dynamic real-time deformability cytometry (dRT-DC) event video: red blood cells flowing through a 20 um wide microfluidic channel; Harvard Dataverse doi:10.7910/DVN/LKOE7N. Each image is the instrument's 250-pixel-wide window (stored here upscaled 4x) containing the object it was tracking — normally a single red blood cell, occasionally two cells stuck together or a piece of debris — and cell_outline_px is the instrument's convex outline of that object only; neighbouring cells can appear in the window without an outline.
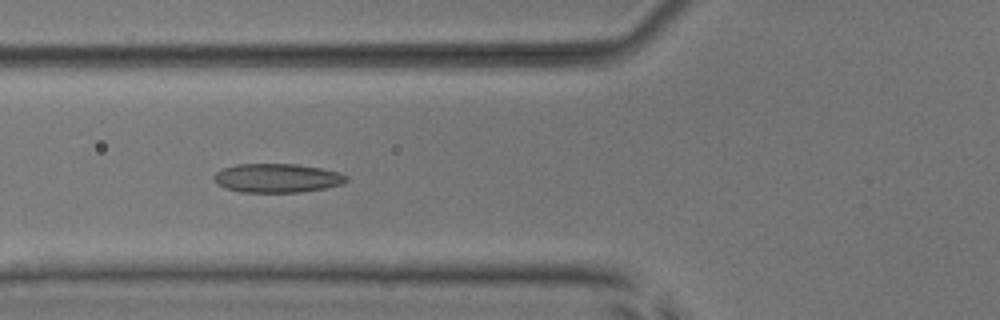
{"species": "common noctule bat (a hibernating species)", "species_latin": "Nyctalus noctula", "temperature_condition": "room temperature", "stored_images_in_passage": 41, "camera_frame_rate_fps": 3000, "um_per_image_px": 0.085, "animal": {"sex": "male", "body_mass_g": 17.9, "forearm_length_mm": 54.2}, "frame": {"image": 1, "passage_image": 11, "time_ms": 3.333, "image_size_px": [1000, 320], "cell_outline_px": [[348, 180], [340, 184], [324, 188], [300, 192], [240, 192], [224, 188], [216, 184], [212, 176], [216, 172], [224, 168], [236, 164], [296, 164], [320, 168], [340, 172], [348, 176]], "centroid_in_image_um": [23.52, 15.13], "position_along_channel_um": 102.3, "area_um2": 22.37}}
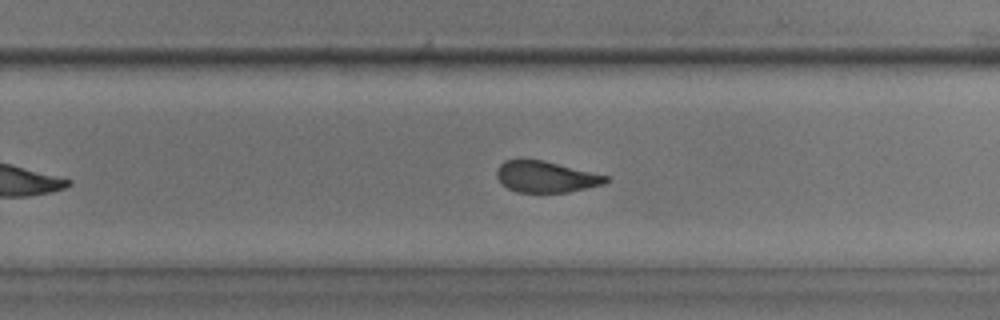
{"frame": {"image": 2, "passage_image": 25, "time_ms": 8.0, "image_size_px": [1000, 320], "cell_outline_px": [[608, 180], [604, 184], [568, 192], [516, 192], [508, 188], [496, 176], [496, 172], [500, 164], [504, 160], [520, 156], [544, 160], [608, 176]], "centroid_in_image_um": [46.34, 14.98], "position_along_channel_um": 283.5, "area_um2": 20.17}}
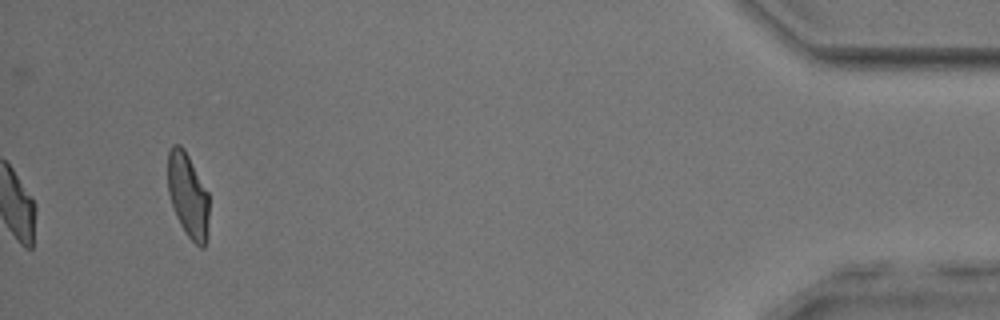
{"frame": {"image": 3, "passage_image": 41, "time_ms": 13.333, "image_size_px": [1000, 320], "cell_outline_px": [[208, 240], [204, 248], [200, 248], [184, 232], [176, 216], [168, 192], [168, 152], [172, 144], [180, 144], [184, 148], [208, 192]], "centroid_in_image_um": [15.98, 16.63], "position_along_channel_um": 419.2, "area_um2": 20.4}, "authors_computed_cell_mechanics": {"area_um2": 21.0392, "velocity_mm_per_s": 3.8925, "shape_relaxation_time_tau1_ms": 10.4699, "shape_relaxation_time_tau2_ms": 1.7215, "deformation_change_tau1": 0.244, "deformation_change_tau2": 0.1006}}